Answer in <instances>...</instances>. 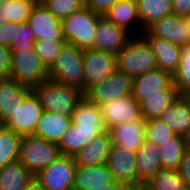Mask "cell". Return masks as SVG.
I'll return each instance as SVG.
<instances>
[{"mask_svg":"<svg viewBox=\"0 0 190 190\" xmlns=\"http://www.w3.org/2000/svg\"><path fill=\"white\" fill-rule=\"evenodd\" d=\"M178 97L173 82L166 89H162V93L142 94V100L139 102L142 118L144 120L159 118Z\"/></svg>","mask_w":190,"mask_h":190,"instance_id":"cell-25","label":"cell"},{"mask_svg":"<svg viewBox=\"0 0 190 190\" xmlns=\"http://www.w3.org/2000/svg\"><path fill=\"white\" fill-rule=\"evenodd\" d=\"M187 149H190V127L182 135Z\"/></svg>","mask_w":190,"mask_h":190,"instance_id":"cell-47","label":"cell"},{"mask_svg":"<svg viewBox=\"0 0 190 190\" xmlns=\"http://www.w3.org/2000/svg\"><path fill=\"white\" fill-rule=\"evenodd\" d=\"M158 148L156 144L144 140L137 150V186L147 183L162 169Z\"/></svg>","mask_w":190,"mask_h":190,"instance_id":"cell-23","label":"cell"},{"mask_svg":"<svg viewBox=\"0 0 190 190\" xmlns=\"http://www.w3.org/2000/svg\"><path fill=\"white\" fill-rule=\"evenodd\" d=\"M76 167L74 156L61 155L35 179L44 190H73Z\"/></svg>","mask_w":190,"mask_h":190,"instance_id":"cell-8","label":"cell"},{"mask_svg":"<svg viewBox=\"0 0 190 190\" xmlns=\"http://www.w3.org/2000/svg\"><path fill=\"white\" fill-rule=\"evenodd\" d=\"M147 30L154 36L165 39L180 47L189 44L186 32L185 18L176 14H169L164 18L155 21Z\"/></svg>","mask_w":190,"mask_h":190,"instance_id":"cell-17","label":"cell"},{"mask_svg":"<svg viewBox=\"0 0 190 190\" xmlns=\"http://www.w3.org/2000/svg\"><path fill=\"white\" fill-rule=\"evenodd\" d=\"M11 60V49L0 44V78L10 77L12 64Z\"/></svg>","mask_w":190,"mask_h":190,"instance_id":"cell-40","label":"cell"},{"mask_svg":"<svg viewBox=\"0 0 190 190\" xmlns=\"http://www.w3.org/2000/svg\"><path fill=\"white\" fill-rule=\"evenodd\" d=\"M129 34L125 29L101 15L95 33L94 49L116 55L131 38Z\"/></svg>","mask_w":190,"mask_h":190,"instance_id":"cell-14","label":"cell"},{"mask_svg":"<svg viewBox=\"0 0 190 190\" xmlns=\"http://www.w3.org/2000/svg\"><path fill=\"white\" fill-rule=\"evenodd\" d=\"M100 107L107 130L120 124L144 120L141 116L139 103L132 95L115 99Z\"/></svg>","mask_w":190,"mask_h":190,"instance_id":"cell-12","label":"cell"},{"mask_svg":"<svg viewBox=\"0 0 190 190\" xmlns=\"http://www.w3.org/2000/svg\"><path fill=\"white\" fill-rule=\"evenodd\" d=\"M84 93L117 69L116 55L94 48L83 50Z\"/></svg>","mask_w":190,"mask_h":190,"instance_id":"cell-9","label":"cell"},{"mask_svg":"<svg viewBox=\"0 0 190 190\" xmlns=\"http://www.w3.org/2000/svg\"><path fill=\"white\" fill-rule=\"evenodd\" d=\"M177 170L187 190H190V149L185 150L181 159V164Z\"/></svg>","mask_w":190,"mask_h":190,"instance_id":"cell-41","label":"cell"},{"mask_svg":"<svg viewBox=\"0 0 190 190\" xmlns=\"http://www.w3.org/2000/svg\"><path fill=\"white\" fill-rule=\"evenodd\" d=\"M115 180L106 163L94 166H77L73 190H88L91 187H103Z\"/></svg>","mask_w":190,"mask_h":190,"instance_id":"cell-24","label":"cell"},{"mask_svg":"<svg viewBox=\"0 0 190 190\" xmlns=\"http://www.w3.org/2000/svg\"><path fill=\"white\" fill-rule=\"evenodd\" d=\"M111 146L112 141L108 130L96 135L90 143L74 156L76 165L94 166L106 163Z\"/></svg>","mask_w":190,"mask_h":190,"instance_id":"cell-20","label":"cell"},{"mask_svg":"<svg viewBox=\"0 0 190 190\" xmlns=\"http://www.w3.org/2000/svg\"><path fill=\"white\" fill-rule=\"evenodd\" d=\"M133 77L124 71L116 69L104 81L90 87L84 95L102 106L118 98L132 95Z\"/></svg>","mask_w":190,"mask_h":190,"instance_id":"cell-7","label":"cell"},{"mask_svg":"<svg viewBox=\"0 0 190 190\" xmlns=\"http://www.w3.org/2000/svg\"><path fill=\"white\" fill-rule=\"evenodd\" d=\"M112 144L137 152L145 140V120L120 124L109 130Z\"/></svg>","mask_w":190,"mask_h":190,"instance_id":"cell-19","label":"cell"},{"mask_svg":"<svg viewBox=\"0 0 190 190\" xmlns=\"http://www.w3.org/2000/svg\"><path fill=\"white\" fill-rule=\"evenodd\" d=\"M61 156L57 143L36 135L22 136L18 161L34 176Z\"/></svg>","mask_w":190,"mask_h":190,"instance_id":"cell-6","label":"cell"},{"mask_svg":"<svg viewBox=\"0 0 190 190\" xmlns=\"http://www.w3.org/2000/svg\"><path fill=\"white\" fill-rule=\"evenodd\" d=\"M38 0H0L2 23H24Z\"/></svg>","mask_w":190,"mask_h":190,"instance_id":"cell-31","label":"cell"},{"mask_svg":"<svg viewBox=\"0 0 190 190\" xmlns=\"http://www.w3.org/2000/svg\"><path fill=\"white\" fill-rule=\"evenodd\" d=\"M22 190H44L41 184L34 178Z\"/></svg>","mask_w":190,"mask_h":190,"instance_id":"cell-46","label":"cell"},{"mask_svg":"<svg viewBox=\"0 0 190 190\" xmlns=\"http://www.w3.org/2000/svg\"><path fill=\"white\" fill-rule=\"evenodd\" d=\"M45 111L71 117L84 93L74 86H68L48 79L33 89Z\"/></svg>","mask_w":190,"mask_h":190,"instance_id":"cell-2","label":"cell"},{"mask_svg":"<svg viewBox=\"0 0 190 190\" xmlns=\"http://www.w3.org/2000/svg\"><path fill=\"white\" fill-rule=\"evenodd\" d=\"M43 112L38 96L31 90L26 97L19 102L14 115L3 125L21 136L34 133L39 118Z\"/></svg>","mask_w":190,"mask_h":190,"instance_id":"cell-10","label":"cell"},{"mask_svg":"<svg viewBox=\"0 0 190 190\" xmlns=\"http://www.w3.org/2000/svg\"><path fill=\"white\" fill-rule=\"evenodd\" d=\"M6 23H2V15H1V9H0V26L4 25Z\"/></svg>","mask_w":190,"mask_h":190,"instance_id":"cell-50","label":"cell"},{"mask_svg":"<svg viewBox=\"0 0 190 190\" xmlns=\"http://www.w3.org/2000/svg\"><path fill=\"white\" fill-rule=\"evenodd\" d=\"M159 119L176 135H183L190 127V96H179L160 115Z\"/></svg>","mask_w":190,"mask_h":190,"instance_id":"cell-27","label":"cell"},{"mask_svg":"<svg viewBox=\"0 0 190 190\" xmlns=\"http://www.w3.org/2000/svg\"><path fill=\"white\" fill-rule=\"evenodd\" d=\"M65 43V40H36L35 51L47 69L53 65Z\"/></svg>","mask_w":190,"mask_h":190,"instance_id":"cell-38","label":"cell"},{"mask_svg":"<svg viewBox=\"0 0 190 190\" xmlns=\"http://www.w3.org/2000/svg\"><path fill=\"white\" fill-rule=\"evenodd\" d=\"M71 122L79 130L93 131V133L107 131L101 107L97 103L90 101L85 95L78 101L71 116Z\"/></svg>","mask_w":190,"mask_h":190,"instance_id":"cell-15","label":"cell"},{"mask_svg":"<svg viewBox=\"0 0 190 190\" xmlns=\"http://www.w3.org/2000/svg\"><path fill=\"white\" fill-rule=\"evenodd\" d=\"M35 42V34L27 22L12 23V43L9 47L11 51L31 48Z\"/></svg>","mask_w":190,"mask_h":190,"instance_id":"cell-37","label":"cell"},{"mask_svg":"<svg viewBox=\"0 0 190 190\" xmlns=\"http://www.w3.org/2000/svg\"><path fill=\"white\" fill-rule=\"evenodd\" d=\"M145 190H152L145 184Z\"/></svg>","mask_w":190,"mask_h":190,"instance_id":"cell-51","label":"cell"},{"mask_svg":"<svg viewBox=\"0 0 190 190\" xmlns=\"http://www.w3.org/2000/svg\"><path fill=\"white\" fill-rule=\"evenodd\" d=\"M145 140L156 144L158 147L171 141L176 135L173 130L159 118L145 120Z\"/></svg>","mask_w":190,"mask_h":190,"instance_id":"cell-36","label":"cell"},{"mask_svg":"<svg viewBox=\"0 0 190 190\" xmlns=\"http://www.w3.org/2000/svg\"><path fill=\"white\" fill-rule=\"evenodd\" d=\"M49 79L74 86L84 93L83 50L73 44L65 43L48 69Z\"/></svg>","mask_w":190,"mask_h":190,"instance_id":"cell-4","label":"cell"},{"mask_svg":"<svg viewBox=\"0 0 190 190\" xmlns=\"http://www.w3.org/2000/svg\"><path fill=\"white\" fill-rule=\"evenodd\" d=\"M173 83L179 96H190V44L181 47L180 62Z\"/></svg>","mask_w":190,"mask_h":190,"instance_id":"cell-35","label":"cell"},{"mask_svg":"<svg viewBox=\"0 0 190 190\" xmlns=\"http://www.w3.org/2000/svg\"><path fill=\"white\" fill-rule=\"evenodd\" d=\"M130 35L127 44L116 54V63L117 69L134 78L156 69L157 62L149 41L138 33L137 38Z\"/></svg>","mask_w":190,"mask_h":190,"instance_id":"cell-1","label":"cell"},{"mask_svg":"<svg viewBox=\"0 0 190 190\" xmlns=\"http://www.w3.org/2000/svg\"><path fill=\"white\" fill-rule=\"evenodd\" d=\"M27 23L36 40H65L60 20L40 1L32 8Z\"/></svg>","mask_w":190,"mask_h":190,"instance_id":"cell-13","label":"cell"},{"mask_svg":"<svg viewBox=\"0 0 190 190\" xmlns=\"http://www.w3.org/2000/svg\"><path fill=\"white\" fill-rule=\"evenodd\" d=\"M101 15L84 5L61 20L66 43L82 50L94 48L95 33Z\"/></svg>","mask_w":190,"mask_h":190,"instance_id":"cell-3","label":"cell"},{"mask_svg":"<svg viewBox=\"0 0 190 190\" xmlns=\"http://www.w3.org/2000/svg\"><path fill=\"white\" fill-rule=\"evenodd\" d=\"M70 124L71 117L43 110L33 135L59 144Z\"/></svg>","mask_w":190,"mask_h":190,"instance_id":"cell-22","label":"cell"},{"mask_svg":"<svg viewBox=\"0 0 190 190\" xmlns=\"http://www.w3.org/2000/svg\"><path fill=\"white\" fill-rule=\"evenodd\" d=\"M30 88L20 85L14 79L0 78V120L4 125L15 113Z\"/></svg>","mask_w":190,"mask_h":190,"instance_id":"cell-18","label":"cell"},{"mask_svg":"<svg viewBox=\"0 0 190 190\" xmlns=\"http://www.w3.org/2000/svg\"><path fill=\"white\" fill-rule=\"evenodd\" d=\"M35 176L19 161L0 169V190H22Z\"/></svg>","mask_w":190,"mask_h":190,"instance_id":"cell-28","label":"cell"},{"mask_svg":"<svg viewBox=\"0 0 190 190\" xmlns=\"http://www.w3.org/2000/svg\"><path fill=\"white\" fill-rule=\"evenodd\" d=\"M142 35L152 47L157 68L173 77L179 66L181 47L165 39L154 37L147 29L142 32Z\"/></svg>","mask_w":190,"mask_h":190,"instance_id":"cell-16","label":"cell"},{"mask_svg":"<svg viewBox=\"0 0 190 190\" xmlns=\"http://www.w3.org/2000/svg\"><path fill=\"white\" fill-rule=\"evenodd\" d=\"M185 24H186L187 37L189 39V44H190V16L185 18Z\"/></svg>","mask_w":190,"mask_h":190,"instance_id":"cell-48","label":"cell"},{"mask_svg":"<svg viewBox=\"0 0 190 190\" xmlns=\"http://www.w3.org/2000/svg\"><path fill=\"white\" fill-rule=\"evenodd\" d=\"M12 43V23L0 26V44L10 47Z\"/></svg>","mask_w":190,"mask_h":190,"instance_id":"cell-44","label":"cell"},{"mask_svg":"<svg viewBox=\"0 0 190 190\" xmlns=\"http://www.w3.org/2000/svg\"><path fill=\"white\" fill-rule=\"evenodd\" d=\"M22 136L3 126L0 129V169L18 161Z\"/></svg>","mask_w":190,"mask_h":190,"instance_id":"cell-33","label":"cell"},{"mask_svg":"<svg viewBox=\"0 0 190 190\" xmlns=\"http://www.w3.org/2000/svg\"><path fill=\"white\" fill-rule=\"evenodd\" d=\"M104 16L129 33H132L130 29L134 28V25H138L140 35L144 31L141 26L136 0H117Z\"/></svg>","mask_w":190,"mask_h":190,"instance_id":"cell-26","label":"cell"},{"mask_svg":"<svg viewBox=\"0 0 190 190\" xmlns=\"http://www.w3.org/2000/svg\"><path fill=\"white\" fill-rule=\"evenodd\" d=\"M3 127V124H2V122H1V120H0V129Z\"/></svg>","mask_w":190,"mask_h":190,"instance_id":"cell-52","label":"cell"},{"mask_svg":"<svg viewBox=\"0 0 190 190\" xmlns=\"http://www.w3.org/2000/svg\"><path fill=\"white\" fill-rule=\"evenodd\" d=\"M141 26L146 30L155 21L172 14L171 0H136Z\"/></svg>","mask_w":190,"mask_h":190,"instance_id":"cell-29","label":"cell"},{"mask_svg":"<svg viewBox=\"0 0 190 190\" xmlns=\"http://www.w3.org/2000/svg\"><path fill=\"white\" fill-rule=\"evenodd\" d=\"M127 185L122 182L114 181L113 183L103 187H91L88 190H126Z\"/></svg>","mask_w":190,"mask_h":190,"instance_id":"cell-45","label":"cell"},{"mask_svg":"<svg viewBox=\"0 0 190 190\" xmlns=\"http://www.w3.org/2000/svg\"><path fill=\"white\" fill-rule=\"evenodd\" d=\"M172 13L179 17L190 16V0H171Z\"/></svg>","mask_w":190,"mask_h":190,"instance_id":"cell-43","label":"cell"},{"mask_svg":"<svg viewBox=\"0 0 190 190\" xmlns=\"http://www.w3.org/2000/svg\"><path fill=\"white\" fill-rule=\"evenodd\" d=\"M126 190H145V184L139 186H128Z\"/></svg>","mask_w":190,"mask_h":190,"instance_id":"cell-49","label":"cell"},{"mask_svg":"<svg viewBox=\"0 0 190 190\" xmlns=\"http://www.w3.org/2000/svg\"><path fill=\"white\" fill-rule=\"evenodd\" d=\"M145 184L152 190H187L178 170L161 169Z\"/></svg>","mask_w":190,"mask_h":190,"instance_id":"cell-34","label":"cell"},{"mask_svg":"<svg viewBox=\"0 0 190 190\" xmlns=\"http://www.w3.org/2000/svg\"><path fill=\"white\" fill-rule=\"evenodd\" d=\"M173 82V77L159 68L133 78L132 97L139 103L142 94L162 93Z\"/></svg>","mask_w":190,"mask_h":190,"instance_id":"cell-21","label":"cell"},{"mask_svg":"<svg viewBox=\"0 0 190 190\" xmlns=\"http://www.w3.org/2000/svg\"><path fill=\"white\" fill-rule=\"evenodd\" d=\"M60 21L84 6L81 0H40Z\"/></svg>","mask_w":190,"mask_h":190,"instance_id":"cell-39","label":"cell"},{"mask_svg":"<svg viewBox=\"0 0 190 190\" xmlns=\"http://www.w3.org/2000/svg\"><path fill=\"white\" fill-rule=\"evenodd\" d=\"M106 165L114 180L125 183L127 186H137L136 152L112 144Z\"/></svg>","mask_w":190,"mask_h":190,"instance_id":"cell-11","label":"cell"},{"mask_svg":"<svg viewBox=\"0 0 190 190\" xmlns=\"http://www.w3.org/2000/svg\"><path fill=\"white\" fill-rule=\"evenodd\" d=\"M117 0H85L84 5L93 12L104 15Z\"/></svg>","mask_w":190,"mask_h":190,"instance_id":"cell-42","label":"cell"},{"mask_svg":"<svg viewBox=\"0 0 190 190\" xmlns=\"http://www.w3.org/2000/svg\"><path fill=\"white\" fill-rule=\"evenodd\" d=\"M99 134L101 133L79 130L77 126L71 122L68 131L63 135L58 144L61 155L75 156Z\"/></svg>","mask_w":190,"mask_h":190,"instance_id":"cell-30","label":"cell"},{"mask_svg":"<svg viewBox=\"0 0 190 190\" xmlns=\"http://www.w3.org/2000/svg\"><path fill=\"white\" fill-rule=\"evenodd\" d=\"M186 149L182 135H175L171 141L160 146L158 150L162 169L177 170Z\"/></svg>","mask_w":190,"mask_h":190,"instance_id":"cell-32","label":"cell"},{"mask_svg":"<svg viewBox=\"0 0 190 190\" xmlns=\"http://www.w3.org/2000/svg\"><path fill=\"white\" fill-rule=\"evenodd\" d=\"M12 64L10 78L20 85L33 90L49 79V71L43 64L34 46L11 51Z\"/></svg>","mask_w":190,"mask_h":190,"instance_id":"cell-5","label":"cell"}]
</instances>
